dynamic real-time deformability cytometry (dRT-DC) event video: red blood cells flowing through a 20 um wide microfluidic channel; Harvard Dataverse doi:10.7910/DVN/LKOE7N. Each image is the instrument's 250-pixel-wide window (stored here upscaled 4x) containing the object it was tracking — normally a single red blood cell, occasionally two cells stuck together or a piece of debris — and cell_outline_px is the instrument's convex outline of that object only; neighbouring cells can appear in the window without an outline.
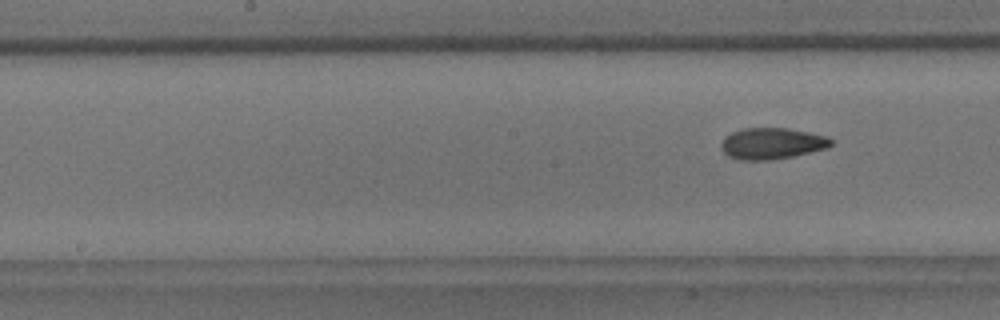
{"species": "common noctule bat (a hibernating species)", "species_latin": "Nyctalus noctula", "temperature_condition": "room temperature", "stored_images_in_passage": 7, "camera_frame_rate_fps": 3000, "um_per_image_px": 0.085, "animal": {"sex": "male", "body_mass_g": 18.8}, "frame": {"image": 1, "passage_image": 7, "time_ms": 7.667, "image_size_px": [1000, 320], "cell_outline_px": [[832, 144], [828, 148], [792, 156], [768, 160], [740, 160], [728, 156], [724, 152], [720, 144], [732, 132], [744, 128], [788, 128], [828, 136], [832, 140]], "centroid_in_image_um": [65.64, 12.19], "position_along_channel_um": 182.6, "area_um2": 19.88}}